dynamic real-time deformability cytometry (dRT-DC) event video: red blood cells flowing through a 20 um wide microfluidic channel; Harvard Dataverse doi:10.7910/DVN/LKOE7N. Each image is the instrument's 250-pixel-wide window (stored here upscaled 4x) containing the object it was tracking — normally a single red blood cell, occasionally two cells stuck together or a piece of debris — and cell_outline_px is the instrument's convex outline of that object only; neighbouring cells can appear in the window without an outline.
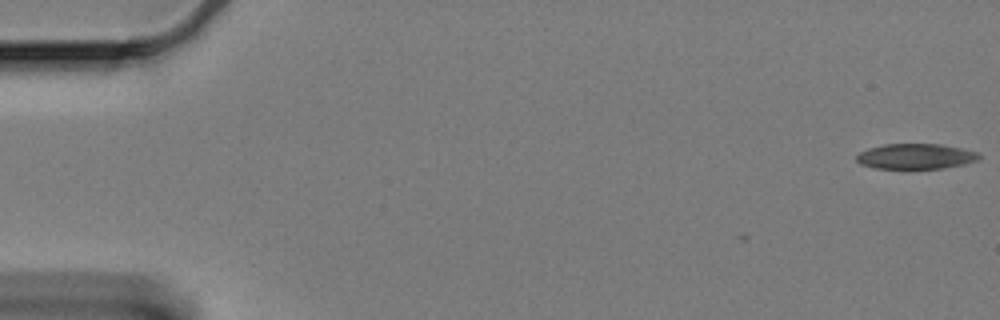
{"species": "Egyptian fruit bat (a non-hibernating species)", "species_latin": "Rousettus aegyptiacus", "temperature_condition": "cold", "stored_images_in_passage": 11, "camera_frame_rate_fps": 3000, "um_per_image_px": 0.085, "animal": {"sex": "female"}, "frame": {"image": 1, "passage_image": 1, "time_ms": 0.0, "image_size_px": [1000, 320], "cell_outline_px": [[980, 160], [964, 164], [944, 168], [908, 172], [876, 168], [860, 164], [856, 160], [856, 156], [860, 152], [868, 148], [884, 144], [940, 144], [980, 152]], "centroid_in_image_um": [77.83, 13.34], "position_along_channel_um": 7.2, "area_um2": 19.07}}